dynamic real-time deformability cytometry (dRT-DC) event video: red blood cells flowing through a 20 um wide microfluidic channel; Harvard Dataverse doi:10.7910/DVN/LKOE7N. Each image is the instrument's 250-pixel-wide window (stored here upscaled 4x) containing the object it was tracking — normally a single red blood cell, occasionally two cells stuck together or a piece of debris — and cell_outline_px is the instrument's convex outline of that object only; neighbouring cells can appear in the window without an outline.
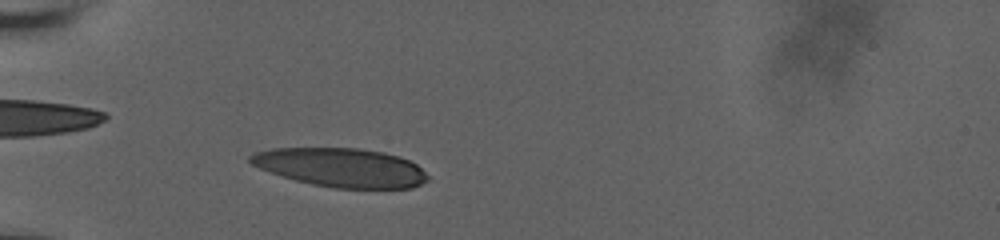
{"species": "human", "species_latin": "Homo sapiens", "temperature_condition": "room temperature", "stored_images_in_passage": 52, "camera_frame_rate_fps": 3000, "um_per_image_px": 0.085, "donor": {"sex": "male"}, "frame": {"image": 1, "passage_image": 12, "time_ms": 2.333, "image_size_px": [1000, 240], "cell_outline_px": [[428, 180], [412, 188], [336, 188], [312, 184], [280, 176], [260, 168], [252, 164], [248, 160], [248, 156], [252, 152], [272, 148], [356, 148], [384, 152], [400, 156], [416, 164], [428, 176]], "centroid_in_image_um": [28.95, 14.23], "position_along_channel_um": 56.0, "area_um2": 40.17}}
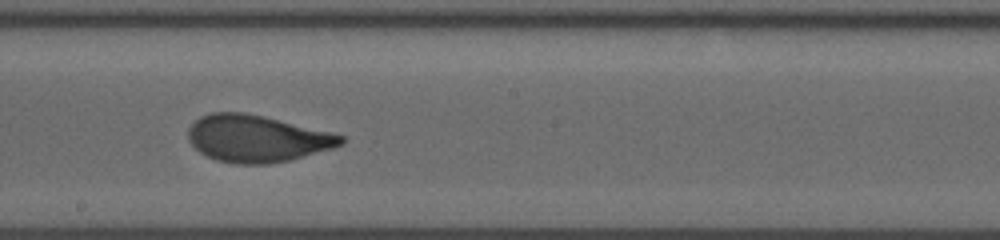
{"frame": {"image": 2, "passage_image": 30, "time_ms": 7.333, "image_size_px": [1000, 240], "cell_outline_px": [[344, 144], [332, 148], [288, 160], [268, 164], [236, 164], [216, 160], [200, 152], [188, 140], [188, 128], [200, 116], [212, 112], [244, 112], [264, 116], [344, 136]], "centroid_in_image_um": [21.79, 11.77], "position_along_channel_um": 226.4, "area_um2": 41.38}}
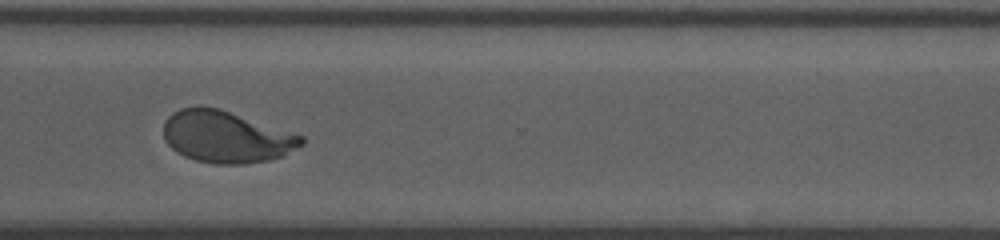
{"frame": {"image": 3, "passage_image": 47, "time_ms": 10.667, "image_size_px": [1000, 240], "cell_outline_px": [[304, 144], [284, 156], [268, 160], [244, 164], [216, 164], [196, 160], [184, 156], [176, 152], [164, 140], [164, 120], [172, 112], [180, 108], [200, 104], [220, 108], [304, 136]], "centroid_in_image_um": [19.21, 11.61], "position_along_channel_um": 351.4, "area_um2": 42.14}, "authors_computed_cell_mechanics": {"area_um2": 41.3848, "velocity_mm_per_s": 3.7645, "shape_relaxation_time_tau1_ms": 4.8497, "shape_relaxation_time_tau2_ms": 0.7779, "deformation_change_tau1": 0.2027, "deformation_change_tau2": 0.0694}}